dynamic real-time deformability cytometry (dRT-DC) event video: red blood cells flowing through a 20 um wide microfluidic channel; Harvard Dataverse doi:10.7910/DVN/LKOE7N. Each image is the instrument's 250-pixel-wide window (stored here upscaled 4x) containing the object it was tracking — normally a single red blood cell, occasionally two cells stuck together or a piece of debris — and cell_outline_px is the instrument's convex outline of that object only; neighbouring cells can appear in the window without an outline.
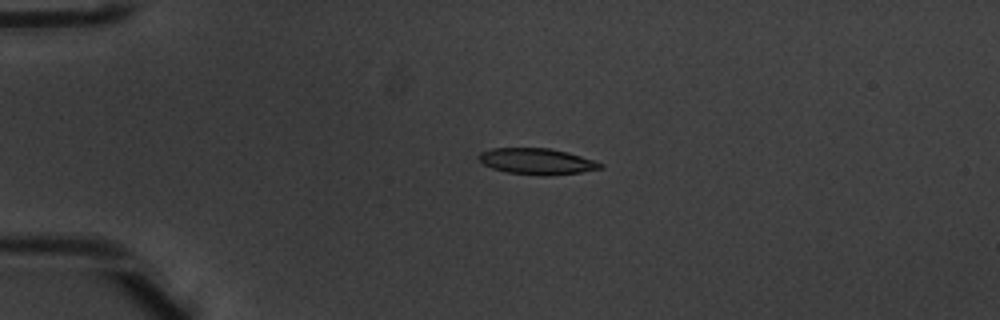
{"species": "common noctule bat (a hibernating species)", "species_latin": "Nyctalus noctula", "temperature_condition": "warm", "stored_images_in_passage": 3, "camera_frame_rate_fps": 3000, "um_per_image_px": 0.085, "animal": {"sex": "male", "body_mass_g": 20.1, "forearm_length_mm": 53.5}, "frame": {"image": 1, "passage_image": 2, "time_ms": 0.333, "image_size_px": [1000, 320], "cell_outline_px": [[604, 168], [580, 172], [548, 176], [544, 176], [508, 172], [492, 168], [484, 164], [476, 156], [480, 152], [492, 148], [548, 148], [568, 152], [604, 164]], "centroid_in_image_um": [45.63, 13.71], "position_along_channel_um": 39.4, "area_um2": 18.44}}